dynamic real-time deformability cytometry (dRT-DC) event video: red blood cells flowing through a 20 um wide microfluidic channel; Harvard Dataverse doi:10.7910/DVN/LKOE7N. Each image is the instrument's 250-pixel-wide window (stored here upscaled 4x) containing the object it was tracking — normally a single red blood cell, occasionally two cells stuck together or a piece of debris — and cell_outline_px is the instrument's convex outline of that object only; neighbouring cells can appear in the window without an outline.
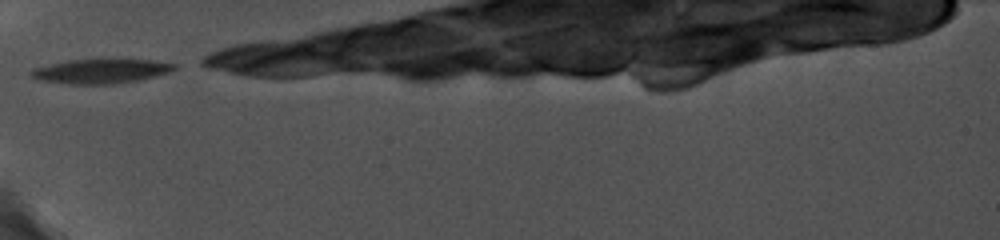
{"species": "common noctule bat (a hibernating species)", "species_latin": "Nyctalus noctula", "temperature_condition": "cold", "stored_images_in_passage": 39, "camera_frame_rate_fps": 5000, "um_per_image_px": 0.085, "animal": {"sex": "female", "body_mass_g": 19.0, "forearm_length_mm": 56.7}, "frame": {"image": 1, "passage_image": 1, "time_ms": 0.0, "image_size_px": [1000, 240], "cell_outline_px": [[180, 64], [176, 68], [168, 72], [136, 80], [112, 84], [72, 84], [40, 80], [32, 76], [28, 72], [36, 68], [68, 60], [156, 60]], "centroid_in_image_um": [8.61, 6.05], "position_along_channel_um": 76.4, "area_um2": 19.88}}
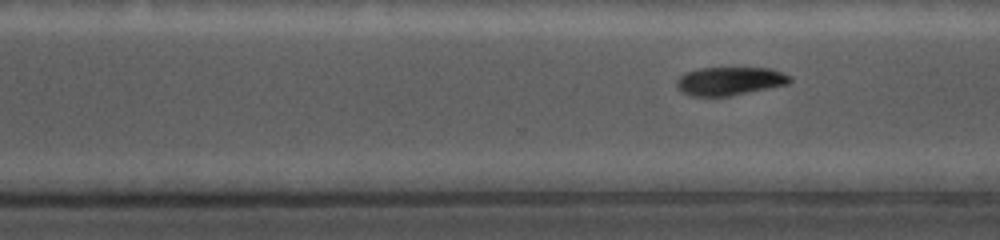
{"frame": {"image": 2, "passage_image": 33, "time_ms": 6.2, "image_size_px": [1000, 240], "cell_outline_px": [[792, 80], [788, 84], [728, 96], [692, 96], [684, 92], [676, 84], [676, 80], [680, 76], [688, 72], [700, 68], [768, 68], [792, 76]], "centroid_in_image_um": [62.05, 6.89], "position_along_channel_um": 308.6, "area_um2": 18.38}}